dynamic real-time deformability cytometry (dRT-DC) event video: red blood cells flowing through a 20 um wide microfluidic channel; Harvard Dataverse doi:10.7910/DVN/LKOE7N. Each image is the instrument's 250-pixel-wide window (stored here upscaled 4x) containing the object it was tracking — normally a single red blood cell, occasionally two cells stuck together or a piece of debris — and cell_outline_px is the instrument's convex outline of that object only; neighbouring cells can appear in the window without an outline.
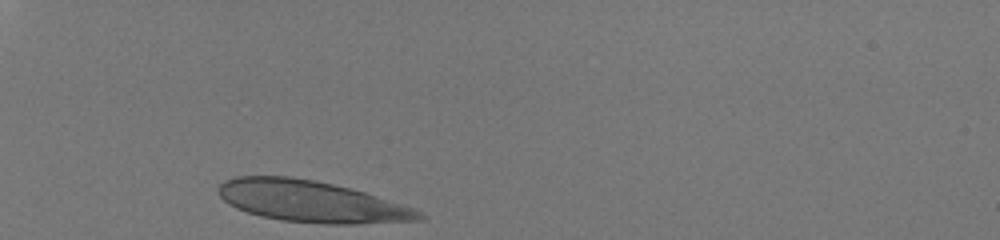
{"species": "human", "species_latin": "Homo sapiens", "temperature_condition": "room temperature", "stored_images_in_passage": 29, "camera_frame_rate_fps": 3000, "um_per_image_px": 0.085, "donor": {"sex": "male"}, "frame": {"image": 1, "passage_image": 1, "time_ms": 0.0, "image_size_px": [1000, 240], "cell_outline_px": [[428, 216], [424, 220], [356, 224], [324, 224], [280, 220], [260, 216], [236, 208], [228, 204], [220, 196], [220, 184], [224, 180], [236, 176], [288, 176], [316, 180], [352, 188], [424, 212]], "centroid_in_image_um": [26.48, 17.13], "position_along_channel_um": 58.5, "area_um2": 48.55}}
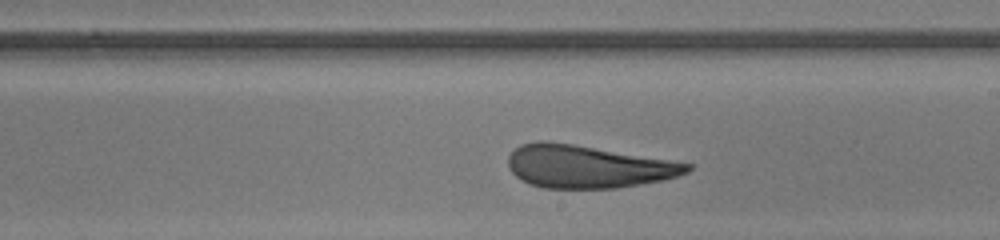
{"frame": {"image": 2, "passage_image": 17, "time_ms": 5.333, "image_size_px": [1000, 240], "cell_outline_px": [[692, 168], [688, 172], [676, 176], [660, 180], [640, 184], [616, 188], [544, 188], [528, 184], [520, 180], [508, 168], [508, 156], [520, 144], [536, 140], [544, 140], [572, 144], [692, 164]], "centroid_in_image_um": [49.87, 14.16], "position_along_channel_um": 239.1, "area_um2": 44.27}}
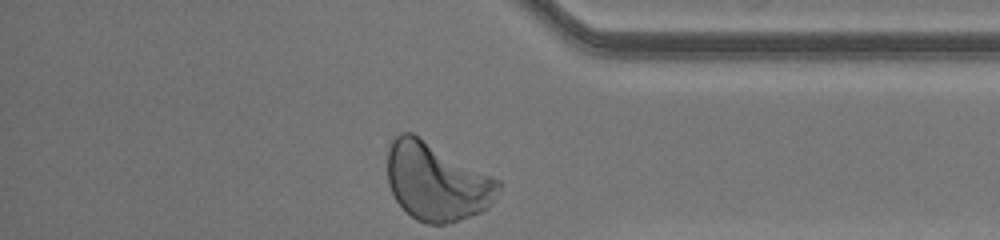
{"frame": {"image": 3, "passage_image": 29, "time_ms": 9.333, "image_size_px": [1000, 240], "cell_outline_px": [[500, 184], [492, 204], [488, 208], [480, 212], [460, 220], [444, 224], [428, 224], [416, 220], [396, 200], [388, 184], [388, 140], [400, 132], [412, 132], [500, 180]], "centroid_in_image_um": [37.08, 15.42], "position_along_channel_um": 398.1, "area_um2": 50.34}, "authors_computed_cell_mechanics": {"area_um2": 46.0666, "velocity_mm_per_s": 4.0877, "shape_relaxation_time_tau1_ms": 6.8177, "shape_relaxation_time_tau2_ms": 0.8873, "deformation_change_tau1": 0.199, "deformation_change_tau2": 0.0578}}